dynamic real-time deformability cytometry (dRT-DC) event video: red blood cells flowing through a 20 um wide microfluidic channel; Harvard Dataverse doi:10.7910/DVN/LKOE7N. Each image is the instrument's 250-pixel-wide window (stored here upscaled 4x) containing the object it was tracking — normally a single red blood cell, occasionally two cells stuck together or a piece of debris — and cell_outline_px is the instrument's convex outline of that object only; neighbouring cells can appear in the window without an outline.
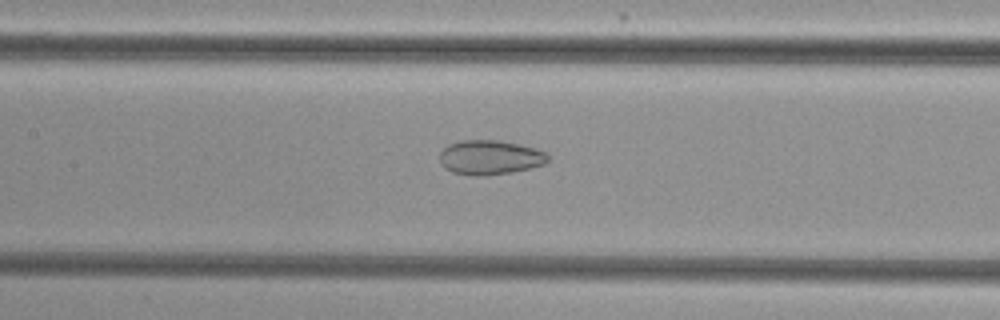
{"species": "common noctule bat (a hibernating species)", "species_latin": "Nyctalus noctula", "temperature_condition": "cold", "stored_images_in_passage": 45, "camera_frame_rate_fps": 3000, "um_per_image_px": 0.085, "animal": {"sex": "female", "body_mass_g": 29.2, "forearm_length_mm": 56.3}, "frame": {"image": 1, "passage_image": 17, "time_ms": 5.333, "image_size_px": [1000, 320], "cell_outline_px": [[548, 160], [544, 164], [512, 172], [484, 176], [476, 176], [452, 172], [444, 168], [440, 160], [440, 152], [448, 144], [464, 140], [500, 140], [520, 144], [536, 148], [548, 152]], "centroid_in_image_um": [41.66, 13.37], "position_along_channel_um": 165.7, "area_um2": 21.85}}
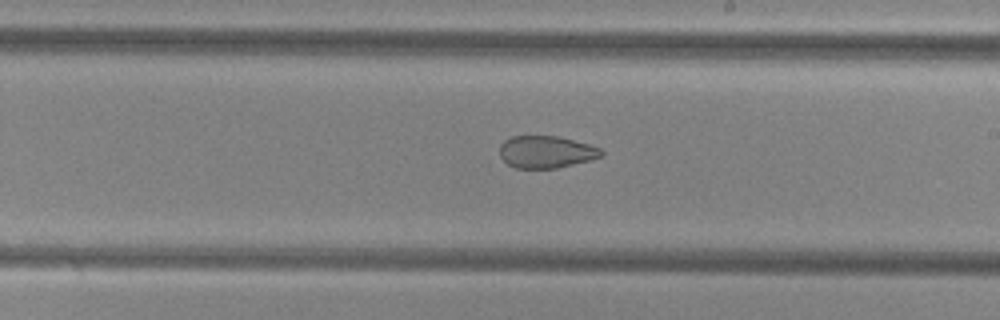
{"frame": {"image": 2, "passage_image": 23, "time_ms": 7.333, "image_size_px": [1000, 320], "cell_outline_px": [[604, 152], [600, 156], [592, 160], [556, 168], [516, 168], [508, 164], [500, 156], [500, 144], [504, 140], [512, 136], [556, 136], [588, 144], [600, 148]], "centroid_in_image_um": [46.41, 12.91], "position_along_channel_um": 242.6, "area_um2": 18.96}}
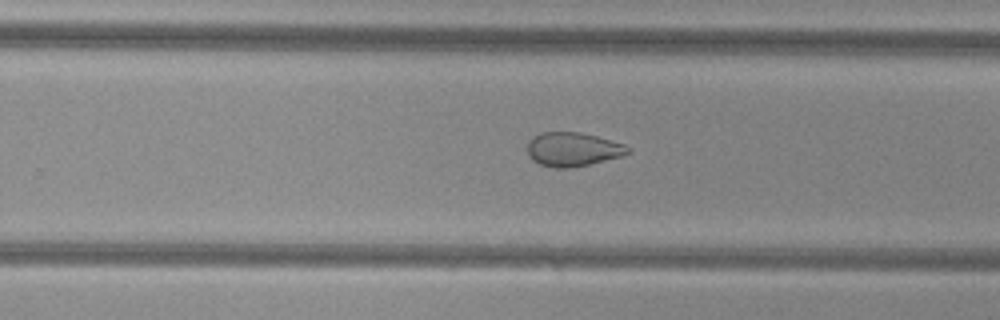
{"frame": {"image": 3, "passage_image": 26, "time_ms": 8.333, "image_size_px": [1000, 320], "cell_outline_px": [[632, 152], [620, 156], [588, 164], [568, 168], [556, 168], [540, 164], [532, 160], [528, 156], [528, 140], [532, 136], [540, 132], [580, 132], [596, 136], [624, 144], [632, 148]], "centroid_in_image_um": [48.67, 12.68], "position_along_channel_um": 281.1, "area_um2": 19.88}, "authors_computed_cell_mechanics": {"area_um2": 25.2008, "velocity_mm_per_s": 3.8524, "shape_relaxation_time_tau1_ms": null, "shape_relaxation_time_tau2_ms": 2.5615, "deformation_change_tau1": null, "deformation_change_tau2": 0.0899}}